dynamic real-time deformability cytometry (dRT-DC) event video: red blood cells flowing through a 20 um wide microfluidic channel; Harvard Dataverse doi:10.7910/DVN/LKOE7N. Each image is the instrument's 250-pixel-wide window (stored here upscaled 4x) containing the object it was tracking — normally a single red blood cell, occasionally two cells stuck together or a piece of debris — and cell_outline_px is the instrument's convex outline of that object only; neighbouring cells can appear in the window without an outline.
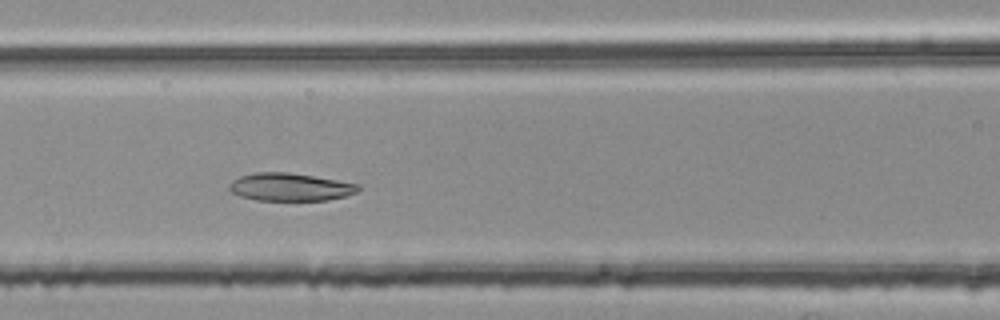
{"species": "common noctule bat (a hibernating species)", "species_latin": "Nyctalus noctula", "temperature_condition": "room temperature", "stored_images_in_passage": 36, "camera_frame_rate_fps": 3000, "um_per_image_px": 0.085, "animal": {"sex": "female", "body_mass_g": 25.1}, "frame": {"image": 1, "passage_image": 9, "time_ms": 2.667, "image_size_px": [1000, 320], "cell_outline_px": [[360, 188], [356, 192], [344, 196], [328, 200], [256, 200], [240, 196], [232, 192], [228, 188], [228, 184], [232, 180], [240, 176], [256, 172], [288, 172], [360, 184]], "centroid_in_image_um": [24.63, 15.89], "position_along_channel_um": 142.0, "area_um2": 20.81}}
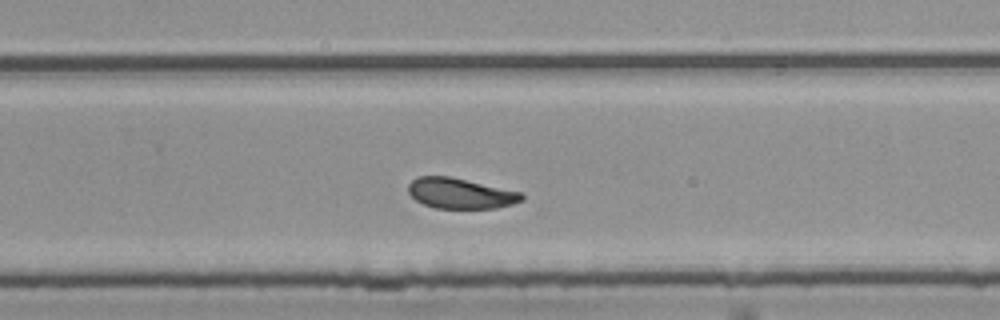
{"frame": {"image": 2, "passage_image": 21, "time_ms": 6.667, "image_size_px": [1000, 320], "cell_outline_px": [[524, 200], [512, 204], [496, 208], [436, 208], [424, 204], [416, 200], [408, 192], [408, 184], [416, 176], [448, 176], [524, 192]], "centroid_in_image_um": [39.16, 16.43], "position_along_channel_um": 290.6, "area_um2": 20.23}}
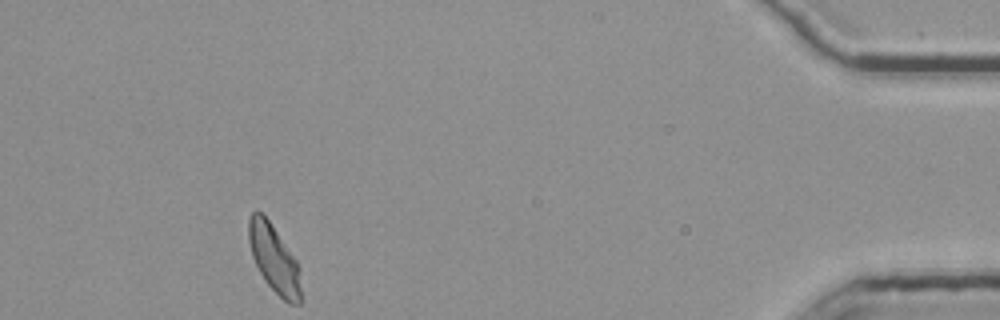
{"frame": {"image": 3, "passage_image": 36, "time_ms": 11.667, "image_size_px": [1000, 320], "cell_outline_px": [[300, 304], [288, 304], [264, 280], [252, 256], [248, 240], [248, 220], [252, 212], [260, 212], [268, 220], [296, 260], [300, 288]], "centroid_in_image_um": [23.26, 22.0], "position_along_channel_um": 411.9, "area_um2": 19.94}, "authors_computed_cell_mechanics": {"area_um2": 20.808, "velocity_mm_per_s": 3.7336, "shape_relaxation_time_tau1_ms": 3.9551, "shape_relaxation_time_tau2_ms": 5.3709, "deformation_change_tau1": 0.1175, "deformation_change_tau2": 0.0692}}